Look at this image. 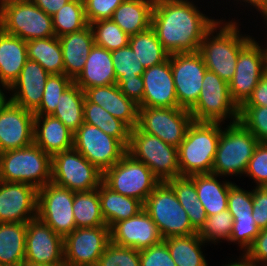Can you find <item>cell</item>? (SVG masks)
Here are the masks:
<instances>
[{
	"label": "cell",
	"mask_w": 267,
	"mask_h": 266,
	"mask_svg": "<svg viewBox=\"0 0 267 266\" xmlns=\"http://www.w3.org/2000/svg\"><path fill=\"white\" fill-rule=\"evenodd\" d=\"M217 21L201 12L193 0H155L151 27L163 48L174 54L199 51L205 34Z\"/></svg>",
	"instance_id": "6da1fadb"
},
{
	"label": "cell",
	"mask_w": 267,
	"mask_h": 266,
	"mask_svg": "<svg viewBox=\"0 0 267 266\" xmlns=\"http://www.w3.org/2000/svg\"><path fill=\"white\" fill-rule=\"evenodd\" d=\"M221 19H218L207 31L201 42L199 52L207 70L216 73L221 79L229 82L235 74L240 50L253 37L240 32V24L237 20L232 19L227 22L223 18Z\"/></svg>",
	"instance_id": "7a4b0ae2"
},
{
	"label": "cell",
	"mask_w": 267,
	"mask_h": 266,
	"mask_svg": "<svg viewBox=\"0 0 267 266\" xmlns=\"http://www.w3.org/2000/svg\"><path fill=\"white\" fill-rule=\"evenodd\" d=\"M223 123L193 121L178 147L180 176L212 173Z\"/></svg>",
	"instance_id": "3957f363"
},
{
	"label": "cell",
	"mask_w": 267,
	"mask_h": 266,
	"mask_svg": "<svg viewBox=\"0 0 267 266\" xmlns=\"http://www.w3.org/2000/svg\"><path fill=\"white\" fill-rule=\"evenodd\" d=\"M52 157L35 143L0 153V180L40 189L51 182Z\"/></svg>",
	"instance_id": "277c9868"
},
{
	"label": "cell",
	"mask_w": 267,
	"mask_h": 266,
	"mask_svg": "<svg viewBox=\"0 0 267 266\" xmlns=\"http://www.w3.org/2000/svg\"><path fill=\"white\" fill-rule=\"evenodd\" d=\"M226 126L220 132L212 174L227 178L242 176L259 141L239 121Z\"/></svg>",
	"instance_id": "5b68a950"
},
{
	"label": "cell",
	"mask_w": 267,
	"mask_h": 266,
	"mask_svg": "<svg viewBox=\"0 0 267 266\" xmlns=\"http://www.w3.org/2000/svg\"><path fill=\"white\" fill-rule=\"evenodd\" d=\"M0 28L26 42L55 36L52 17L30 0L0 3Z\"/></svg>",
	"instance_id": "8992f818"
},
{
	"label": "cell",
	"mask_w": 267,
	"mask_h": 266,
	"mask_svg": "<svg viewBox=\"0 0 267 266\" xmlns=\"http://www.w3.org/2000/svg\"><path fill=\"white\" fill-rule=\"evenodd\" d=\"M127 153L143 162L160 182L180 176L178 148L143 132L138 126L131 129Z\"/></svg>",
	"instance_id": "52a82bcc"
},
{
	"label": "cell",
	"mask_w": 267,
	"mask_h": 266,
	"mask_svg": "<svg viewBox=\"0 0 267 266\" xmlns=\"http://www.w3.org/2000/svg\"><path fill=\"white\" fill-rule=\"evenodd\" d=\"M143 209L156 223L163 239L198 233L191 225L188 214L179 203L173 189L160 182L149 194Z\"/></svg>",
	"instance_id": "ba28073f"
},
{
	"label": "cell",
	"mask_w": 267,
	"mask_h": 266,
	"mask_svg": "<svg viewBox=\"0 0 267 266\" xmlns=\"http://www.w3.org/2000/svg\"><path fill=\"white\" fill-rule=\"evenodd\" d=\"M193 121L226 123L238 122L239 108L231 100L228 82L216 73L206 70L200 96L189 110Z\"/></svg>",
	"instance_id": "9c48e42d"
},
{
	"label": "cell",
	"mask_w": 267,
	"mask_h": 266,
	"mask_svg": "<svg viewBox=\"0 0 267 266\" xmlns=\"http://www.w3.org/2000/svg\"><path fill=\"white\" fill-rule=\"evenodd\" d=\"M102 182L114 192L135 198L143 204L160 183L143 162L128 153L103 172Z\"/></svg>",
	"instance_id": "30bf717a"
},
{
	"label": "cell",
	"mask_w": 267,
	"mask_h": 266,
	"mask_svg": "<svg viewBox=\"0 0 267 266\" xmlns=\"http://www.w3.org/2000/svg\"><path fill=\"white\" fill-rule=\"evenodd\" d=\"M103 172L71 148L52 156L51 182L74 192L92 191L102 183Z\"/></svg>",
	"instance_id": "8fae6325"
},
{
	"label": "cell",
	"mask_w": 267,
	"mask_h": 266,
	"mask_svg": "<svg viewBox=\"0 0 267 266\" xmlns=\"http://www.w3.org/2000/svg\"><path fill=\"white\" fill-rule=\"evenodd\" d=\"M253 37L239 52L235 74L228 82L231 100L240 108L267 72V43L261 47Z\"/></svg>",
	"instance_id": "7c38bea8"
},
{
	"label": "cell",
	"mask_w": 267,
	"mask_h": 266,
	"mask_svg": "<svg viewBox=\"0 0 267 266\" xmlns=\"http://www.w3.org/2000/svg\"><path fill=\"white\" fill-rule=\"evenodd\" d=\"M192 122L190 111L184 108L139 107L137 126L178 148Z\"/></svg>",
	"instance_id": "4fadbf2b"
},
{
	"label": "cell",
	"mask_w": 267,
	"mask_h": 266,
	"mask_svg": "<svg viewBox=\"0 0 267 266\" xmlns=\"http://www.w3.org/2000/svg\"><path fill=\"white\" fill-rule=\"evenodd\" d=\"M73 148L101 172L111 168L127 153V147L120 140L87 123L74 133Z\"/></svg>",
	"instance_id": "5bb4252c"
},
{
	"label": "cell",
	"mask_w": 267,
	"mask_h": 266,
	"mask_svg": "<svg viewBox=\"0 0 267 266\" xmlns=\"http://www.w3.org/2000/svg\"><path fill=\"white\" fill-rule=\"evenodd\" d=\"M73 200L74 191L47 183L38 190L37 217L65 238L76 229Z\"/></svg>",
	"instance_id": "9a60e30c"
},
{
	"label": "cell",
	"mask_w": 267,
	"mask_h": 266,
	"mask_svg": "<svg viewBox=\"0 0 267 266\" xmlns=\"http://www.w3.org/2000/svg\"><path fill=\"white\" fill-rule=\"evenodd\" d=\"M178 106L190 110L197 102L207 70L199 51L170 54Z\"/></svg>",
	"instance_id": "2e32d148"
},
{
	"label": "cell",
	"mask_w": 267,
	"mask_h": 266,
	"mask_svg": "<svg viewBox=\"0 0 267 266\" xmlns=\"http://www.w3.org/2000/svg\"><path fill=\"white\" fill-rule=\"evenodd\" d=\"M109 242L107 226L76 228L64 238L65 266H96Z\"/></svg>",
	"instance_id": "e0dca14e"
},
{
	"label": "cell",
	"mask_w": 267,
	"mask_h": 266,
	"mask_svg": "<svg viewBox=\"0 0 267 266\" xmlns=\"http://www.w3.org/2000/svg\"><path fill=\"white\" fill-rule=\"evenodd\" d=\"M25 261L64 266V238L38 217L27 222Z\"/></svg>",
	"instance_id": "ac0fdd59"
},
{
	"label": "cell",
	"mask_w": 267,
	"mask_h": 266,
	"mask_svg": "<svg viewBox=\"0 0 267 266\" xmlns=\"http://www.w3.org/2000/svg\"><path fill=\"white\" fill-rule=\"evenodd\" d=\"M38 189L0 180V223H27L37 217Z\"/></svg>",
	"instance_id": "d6986e66"
},
{
	"label": "cell",
	"mask_w": 267,
	"mask_h": 266,
	"mask_svg": "<svg viewBox=\"0 0 267 266\" xmlns=\"http://www.w3.org/2000/svg\"><path fill=\"white\" fill-rule=\"evenodd\" d=\"M34 143V113L9 101L0 110V153Z\"/></svg>",
	"instance_id": "ffe728a7"
},
{
	"label": "cell",
	"mask_w": 267,
	"mask_h": 266,
	"mask_svg": "<svg viewBox=\"0 0 267 266\" xmlns=\"http://www.w3.org/2000/svg\"><path fill=\"white\" fill-rule=\"evenodd\" d=\"M163 240L156 223L143 209L137 215L115 223L110 228V241L123 247L143 250Z\"/></svg>",
	"instance_id": "44dd1931"
},
{
	"label": "cell",
	"mask_w": 267,
	"mask_h": 266,
	"mask_svg": "<svg viewBox=\"0 0 267 266\" xmlns=\"http://www.w3.org/2000/svg\"><path fill=\"white\" fill-rule=\"evenodd\" d=\"M142 78L144 84L143 107H179L170 67V55L165 62L145 68Z\"/></svg>",
	"instance_id": "7402d4cb"
},
{
	"label": "cell",
	"mask_w": 267,
	"mask_h": 266,
	"mask_svg": "<svg viewBox=\"0 0 267 266\" xmlns=\"http://www.w3.org/2000/svg\"><path fill=\"white\" fill-rule=\"evenodd\" d=\"M50 74L36 61L28 59L19 77L9 88L14 104L34 112L43 98V90Z\"/></svg>",
	"instance_id": "603a6c76"
},
{
	"label": "cell",
	"mask_w": 267,
	"mask_h": 266,
	"mask_svg": "<svg viewBox=\"0 0 267 266\" xmlns=\"http://www.w3.org/2000/svg\"><path fill=\"white\" fill-rule=\"evenodd\" d=\"M85 97L98 104L131 129L138 125L139 106L128 99L116 84L88 88Z\"/></svg>",
	"instance_id": "cb8c5ba5"
},
{
	"label": "cell",
	"mask_w": 267,
	"mask_h": 266,
	"mask_svg": "<svg viewBox=\"0 0 267 266\" xmlns=\"http://www.w3.org/2000/svg\"><path fill=\"white\" fill-rule=\"evenodd\" d=\"M74 133L52 115H34V143L51 157L73 148Z\"/></svg>",
	"instance_id": "d4e9b609"
},
{
	"label": "cell",
	"mask_w": 267,
	"mask_h": 266,
	"mask_svg": "<svg viewBox=\"0 0 267 266\" xmlns=\"http://www.w3.org/2000/svg\"><path fill=\"white\" fill-rule=\"evenodd\" d=\"M58 39L61 43L64 74L74 81L83 71L86 58L95 44L93 30L88 24L85 28Z\"/></svg>",
	"instance_id": "484cf974"
},
{
	"label": "cell",
	"mask_w": 267,
	"mask_h": 266,
	"mask_svg": "<svg viewBox=\"0 0 267 266\" xmlns=\"http://www.w3.org/2000/svg\"><path fill=\"white\" fill-rule=\"evenodd\" d=\"M111 52L94 44L83 71L74 80V83L83 91L88 88L116 84Z\"/></svg>",
	"instance_id": "4316f807"
},
{
	"label": "cell",
	"mask_w": 267,
	"mask_h": 266,
	"mask_svg": "<svg viewBox=\"0 0 267 266\" xmlns=\"http://www.w3.org/2000/svg\"><path fill=\"white\" fill-rule=\"evenodd\" d=\"M27 60L26 41L0 28V85L10 88Z\"/></svg>",
	"instance_id": "83f0119b"
},
{
	"label": "cell",
	"mask_w": 267,
	"mask_h": 266,
	"mask_svg": "<svg viewBox=\"0 0 267 266\" xmlns=\"http://www.w3.org/2000/svg\"><path fill=\"white\" fill-rule=\"evenodd\" d=\"M195 183L199 201L205 208L207 216H212L228 209V194L234 182L219 181V175L195 174L189 176Z\"/></svg>",
	"instance_id": "f1b7e54d"
},
{
	"label": "cell",
	"mask_w": 267,
	"mask_h": 266,
	"mask_svg": "<svg viewBox=\"0 0 267 266\" xmlns=\"http://www.w3.org/2000/svg\"><path fill=\"white\" fill-rule=\"evenodd\" d=\"M155 0H124L113 12L111 20L128 36L147 30Z\"/></svg>",
	"instance_id": "f546056e"
},
{
	"label": "cell",
	"mask_w": 267,
	"mask_h": 266,
	"mask_svg": "<svg viewBox=\"0 0 267 266\" xmlns=\"http://www.w3.org/2000/svg\"><path fill=\"white\" fill-rule=\"evenodd\" d=\"M100 206L106 226L137 215L143 210V203L135 198L114 192L103 182L98 187Z\"/></svg>",
	"instance_id": "4dcf8cb0"
},
{
	"label": "cell",
	"mask_w": 267,
	"mask_h": 266,
	"mask_svg": "<svg viewBox=\"0 0 267 266\" xmlns=\"http://www.w3.org/2000/svg\"><path fill=\"white\" fill-rule=\"evenodd\" d=\"M27 223H0V266H20L25 261Z\"/></svg>",
	"instance_id": "1f68e13d"
},
{
	"label": "cell",
	"mask_w": 267,
	"mask_h": 266,
	"mask_svg": "<svg viewBox=\"0 0 267 266\" xmlns=\"http://www.w3.org/2000/svg\"><path fill=\"white\" fill-rule=\"evenodd\" d=\"M177 266H208L203 248L205 242L198 233L186 236H173L163 239ZM202 248V249H201Z\"/></svg>",
	"instance_id": "d6a6232c"
},
{
	"label": "cell",
	"mask_w": 267,
	"mask_h": 266,
	"mask_svg": "<svg viewBox=\"0 0 267 266\" xmlns=\"http://www.w3.org/2000/svg\"><path fill=\"white\" fill-rule=\"evenodd\" d=\"M28 59L38 62L50 75L64 74L61 43L58 37L33 39L26 42Z\"/></svg>",
	"instance_id": "836d02e7"
},
{
	"label": "cell",
	"mask_w": 267,
	"mask_h": 266,
	"mask_svg": "<svg viewBox=\"0 0 267 266\" xmlns=\"http://www.w3.org/2000/svg\"><path fill=\"white\" fill-rule=\"evenodd\" d=\"M84 101V91L73 83L61 94L52 116L58 118L70 131L75 133L84 123Z\"/></svg>",
	"instance_id": "e575fe53"
},
{
	"label": "cell",
	"mask_w": 267,
	"mask_h": 266,
	"mask_svg": "<svg viewBox=\"0 0 267 266\" xmlns=\"http://www.w3.org/2000/svg\"><path fill=\"white\" fill-rule=\"evenodd\" d=\"M84 123L100 128L104 133L120 140L128 147L131 128L98 104L90 102L86 97L84 101Z\"/></svg>",
	"instance_id": "d590c367"
},
{
	"label": "cell",
	"mask_w": 267,
	"mask_h": 266,
	"mask_svg": "<svg viewBox=\"0 0 267 266\" xmlns=\"http://www.w3.org/2000/svg\"><path fill=\"white\" fill-rule=\"evenodd\" d=\"M129 45L145 68L165 62L170 55L151 26L145 31L129 36Z\"/></svg>",
	"instance_id": "8d00e7d4"
},
{
	"label": "cell",
	"mask_w": 267,
	"mask_h": 266,
	"mask_svg": "<svg viewBox=\"0 0 267 266\" xmlns=\"http://www.w3.org/2000/svg\"><path fill=\"white\" fill-rule=\"evenodd\" d=\"M72 208L76 228L106 226L98 188L92 191L74 192Z\"/></svg>",
	"instance_id": "74e56055"
},
{
	"label": "cell",
	"mask_w": 267,
	"mask_h": 266,
	"mask_svg": "<svg viewBox=\"0 0 267 266\" xmlns=\"http://www.w3.org/2000/svg\"><path fill=\"white\" fill-rule=\"evenodd\" d=\"M52 22L56 37L85 28L88 22L85 17L84 2L69 0L52 16Z\"/></svg>",
	"instance_id": "f35d334b"
},
{
	"label": "cell",
	"mask_w": 267,
	"mask_h": 266,
	"mask_svg": "<svg viewBox=\"0 0 267 266\" xmlns=\"http://www.w3.org/2000/svg\"><path fill=\"white\" fill-rule=\"evenodd\" d=\"M90 26L97 46L112 52L129 44V36L111 19L95 21Z\"/></svg>",
	"instance_id": "ab89813d"
},
{
	"label": "cell",
	"mask_w": 267,
	"mask_h": 266,
	"mask_svg": "<svg viewBox=\"0 0 267 266\" xmlns=\"http://www.w3.org/2000/svg\"><path fill=\"white\" fill-rule=\"evenodd\" d=\"M234 219L228 209L208 216L204 226L198 232L199 237L205 243L218 244L224 240H230Z\"/></svg>",
	"instance_id": "60d3db41"
},
{
	"label": "cell",
	"mask_w": 267,
	"mask_h": 266,
	"mask_svg": "<svg viewBox=\"0 0 267 266\" xmlns=\"http://www.w3.org/2000/svg\"><path fill=\"white\" fill-rule=\"evenodd\" d=\"M73 83L74 81L65 74H51L45 84L40 106L33 112L34 115H52L61 94Z\"/></svg>",
	"instance_id": "b9f144b4"
},
{
	"label": "cell",
	"mask_w": 267,
	"mask_h": 266,
	"mask_svg": "<svg viewBox=\"0 0 267 266\" xmlns=\"http://www.w3.org/2000/svg\"><path fill=\"white\" fill-rule=\"evenodd\" d=\"M111 55L116 79L135 78L145 71V67L142 66L129 44L112 51Z\"/></svg>",
	"instance_id": "7bdbcfd3"
},
{
	"label": "cell",
	"mask_w": 267,
	"mask_h": 266,
	"mask_svg": "<svg viewBox=\"0 0 267 266\" xmlns=\"http://www.w3.org/2000/svg\"><path fill=\"white\" fill-rule=\"evenodd\" d=\"M238 121L259 142L267 143V106H241Z\"/></svg>",
	"instance_id": "ee69618b"
},
{
	"label": "cell",
	"mask_w": 267,
	"mask_h": 266,
	"mask_svg": "<svg viewBox=\"0 0 267 266\" xmlns=\"http://www.w3.org/2000/svg\"><path fill=\"white\" fill-rule=\"evenodd\" d=\"M96 266H140V251L110 241Z\"/></svg>",
	"instance_id": "f6af8a7d"
},
{
	"label": "cell",
	"mask_w": 267,
	"mask_h": 266,
	"mask_svg": "<svg viewBox=\"0 0 267 266\" xmlns=\"http://www.w3.org/2000/svg\"><path fill=\"white\" fill-rule=\"evenodd\" d=\"M259 232L260 229L257 227L253 216L251 218H236L229 242L238 244V247L243 251L242 255H244L252 246Z\"/></svg>",
	"instance_id": "bcb514c9"
},
{
	"label": "cell",
	"mask_w": 267,
	"mask_h": 266,
	"mask_svg": "<svg viewBox=\"0 0 267 266\" xmlns=\"http://www.w3.org/2000/svg\"><path fill=\"white\" fill-rule=\"evenodd\" d=\"M252 191L244 190L240 186L233 183L228 194V211L233 219L251 218L252 216Z\"/></svg>",
	"instance_id": "7dc6e473"
},
{
	"label": "cell",
	"mask_w": 267,
	"mask_h": 266,
	"mask_svg": "<svg viewBox=\"0 0 267 266\" xmlns=\"http://www.w3.org/2000/svg\"><path fill=\"white\" fill-rule=\"evenodd\" d=\"M244 175L252 179L256 187L267 186V143L259 142Z\"/></svg>",
	"instance_id": "c3c4849f"
},
{
	"label": "cell",
	"mask_w": 267,
	"mask_h": 266,
	"mask_svg": "<svg viewBox=\"0 0 267 266\" xmlns=\"http://www.w3.org/2000/svg\"><path fill=\"white\" fill-rule=\"evenodd\" d=\"M182 206L202 205L194 181L189 176H179L166 182Z\"/></svg>",
	"instance_id": "681fc988"
},
{
	"label": "cell",
	"mask_w": 267,
	"mask_h": 266,
	"mask_svg": "<svg viewBox=\"0 0 267 266\" xmlns=\"http://www.w3.org/2000/svg\"><path fill=\"white\" fill-rule=\"evenodd\" d=\"M124 0H84L85 17L88 24L111 19L115 9Z\"/></svg>",
	"instance_id": "f907efd6"
},
{
	"label": "cell",
	"mask_w": 267,
	"mask_h": 266,
	"mask_svg": "<svg viewBox=\"0 0 267 266\" xmlns=\"http://www.w3.org/2000/svg\"><path fill=\"white\" fill-rule=\"evenodd\" d=\"M140 266H177L172 259L166 242L140 250Z\"/></svg>",
	"instance_id": "816d5d0a"
},
{
	"label": "cell",
	"mask_w": 267,
	"mask_h": 266,
	"mask_svg": "<svg viewBox=\"0 0 267 266\" xmlns=\"http://www.w3.org/2000/svg\"><path fill=\"white\" fill-rule=\"evenodd\" d=\"M243 256L251 266H267V228L260 230Z\"/></svg>",
	"instance_id": "f5cc1de1"
},
{
	"label": "cell",
	"mask_w": 267,
	"mask_h": 266,
	"mask_svg": "<svg viewBox=\"0 0 267 266\" xmlns=\"http://www.w3.org/2000/svg\"><path fill=\"white\" fill-rule=\"evenodd\" d=\"M252 190V216L257 227L262 230L267 228V189L265 187H253Z\"/></svg>",
	"instance_id": "db71d44e"
},
{
	"label": "cell",
	"mask_w": 267,
	"mask_h": 266,
	"mask_svg": "<svg viewBox=\"0 0 267 266\" xmlns=\"http://www.w3.org/2000/svg\"><path fill=\"white\" fill-rule=\"evenodd\" d=\"M120 91L139 107H143L144 84L142 75L131 79H117Z\"/></svg>",
	"instance_id": "11a10c76"
},
{
	"label": "cell",
	"mask_w": 267,
	"mask_h": 266,
	"mask_svg": "<svg viewBox=\"0 0 267 266\" xmlns=\"http://www.w3.org/2000/svg\"><path fill=\"white\" fill-rule=\"evenodd\" d=\"M242 106H267V72L260 78L251 96Z\"/></svg>",
	"instance_id": "9f6ffc18"
},
{
	"label": "cell",
	"mask_w": 267,
	"mask_h": 266,
	"mask_svg": "<svg viewBox=\"0 0 267 266\" xmlns=\"http://www.w3.org/2000/svg\"><path fill=\"white\" fill-rule=\"evenodd\" d=\"M188 214L192 227L199 232L204 226L207 214L203 205L182 206Z\"/></svg>",
	"instance_id": "6f0895ef"
},
{
	"label": "cell",
	"mask_w": 267,
	"mask_h": 266,
	"mask_svg": "<svg viewBox=\"0 0 267 266\" xmlns=\"http://www.w3.org/2000/svg\"><path fill=\"white\" fill-rule=\"evenodd\" d=\"M42 9L49 16H53L61 9L69 0H30Z\"/></svg>",
	"instance_id": "680465c9"
},
{
	"label": "cell",
	"mask_w": 267,
	"mask_h": 266,
	"mask_svg": "<svg viewBox=\"0 0 267 266\" xmlns=\"http://www.w3.org/2000/svg\"><path fill=\"white\" fill-rule=\"evenodd\" d=\"M234 1H237V3L240 1V3H238V4L242 3L241 5L245 4V6H247V5L253 6V8L256 11H258L259 14H262L265 11V9L267 8V0H234ZM243 2H245V3L243 4ZM246 3H247V5H246Z\"/></svg>",
	"instance_id": "91938a15"
},
{
	"label": "cell",
	"mask_w": 267,
	"mask_h": 266,
	"mask_svg": "<svg viewBox=\"0 0 267 266\" xmlns=\"http://www.w3.org/2000/svg\"><path fill=\"white\" fill-rule=\"evenodd\" d=\"M1 87H2V89H1ZM7 90H8V93H10L8 87L0 85V110L10 101V98L6 97L8 95H5V93H4Z\"/></svg>",
	"instance_id": "94428289"
},
{
	"label": "cell",
	"mask_w": 267,
	"mask_h": 266,
	"mask_svg": "<svg viewBox=\"0 0 267 266\" xmlns=\"http://www.w3.org/2000/svg\"><path fill=\"white\" fill-rule=\"evenodd\" d=\"M240 258H238L235 261H230V263L228 262V264H223V266H251L246 258L241 254V256H239Z\"/></svg>",
	"instance_id": "6125c7cd"
},
{
	"label": "cell",
	"mask_w": 267,
	"mask_h": 266,
	"mask_svg": "<svg viewBox=\"0 0 267 266\" xmlns=\"http://www.w3.org/2000/svg\"><path fill=\"white\" fill-rule=\"evenodd\" d=\"M20 266H49V265L36 264V263H30V262L24 261Z\"/></svg>",
	"instance_id": "be15d7a7"
},
{
	"label": "cell",
	"mask_w": 267,
	"mask_h": 266,
	"mask_svg": "<svg viewBox=\"0 0 267 266\" xmlns=\"http://www.w3.org/2000/svg\"><path fill=\"white\" fill-rule=\"evenodd\" d=\"M264 19L263 23L265 22V26L267 27V8L265 9V11L261 14Z\"/></svg>",
	"instance_id": "e7e4bbea"
}]
</instances>
